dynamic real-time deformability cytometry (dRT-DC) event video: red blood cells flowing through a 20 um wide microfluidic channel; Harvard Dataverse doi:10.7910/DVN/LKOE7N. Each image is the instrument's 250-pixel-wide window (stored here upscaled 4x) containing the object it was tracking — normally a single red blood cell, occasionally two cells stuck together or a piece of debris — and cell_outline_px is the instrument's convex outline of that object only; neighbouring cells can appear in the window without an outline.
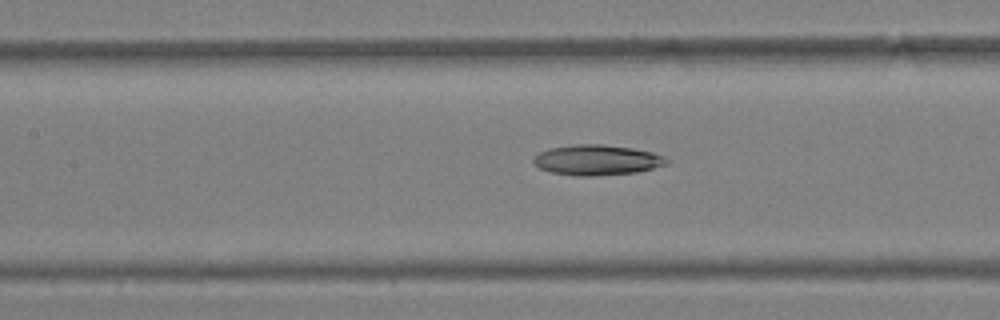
{"species": "Egyptian fruit bat (a non-hibernating species)", "species_latin": "Rousettus aegyptiacus", "temperature_condition": "warm", "stored_images_in_passage": 40, "camera_frame_rate_fps": 3000, "um_per_image_px": 0.085, "animal": {"sex": "female"}, "frame": {"image": 1, "passage_image": 23, "time_ms": 7.333, "image_size_px": [1000, 320], "cell_outline_px": [[672, 160], [668, 164], [636, 172], [592, 176], [576, 176], [552, 172], [540, 168], [532, 160], [540, 152], [548, 148], [576, 144], [604, 144], [632, 148], [652, 152], [664, 156]], "centroid_in_image_um": [50.78, 13.59], "position_along_channel_um": 156.6, "area_um2": 23.52}}
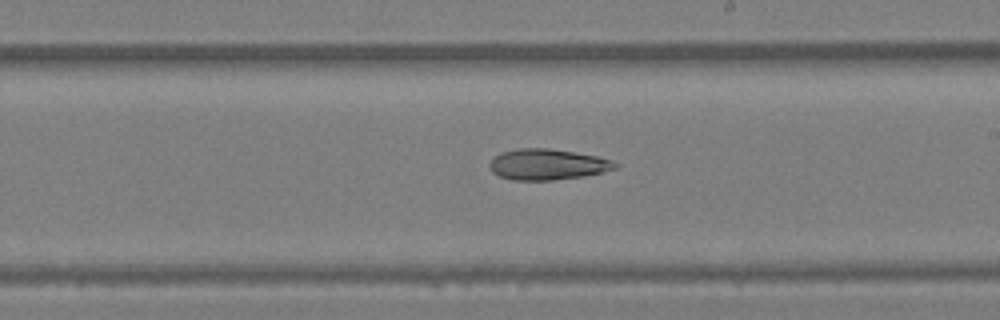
{"frame": {"image": 2, "passage_image": 29, "time_ms": 9.333, "image_size_px": [1000, 320], "cell_outline_px": [[620, 164], [616, 168], [584, 176], [552, 180], [512, 180], [500, 176], [492, 172], [488, 164], [500, 152], [520, 148], [548, 148], [596, 156], [612, 160]], "centroid_in_image_um": [46.51, 13.98], "position_along_channel_um": 242.5, "area_um2": 22.43}}
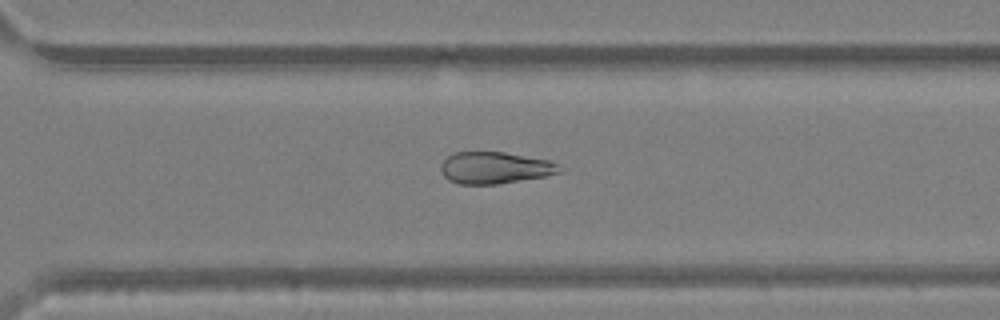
{"frame": {"image": 3, "passage_image": 35, "time_ms": 11.333, "image_size_px": [1000, 320], "cell_outline_px": [[568, 168], [564, 172], [544, 176], [496, 184], [460, 184], [448, 180], [444, 176], [440, 168], [440, 164], [448, 156], [456, 152], [504, 152], [552, 160]], "centroid_in_image_um": [42.15, 14.25], "position_along_channel_um": 328.4, "area_um2": 22.31}}